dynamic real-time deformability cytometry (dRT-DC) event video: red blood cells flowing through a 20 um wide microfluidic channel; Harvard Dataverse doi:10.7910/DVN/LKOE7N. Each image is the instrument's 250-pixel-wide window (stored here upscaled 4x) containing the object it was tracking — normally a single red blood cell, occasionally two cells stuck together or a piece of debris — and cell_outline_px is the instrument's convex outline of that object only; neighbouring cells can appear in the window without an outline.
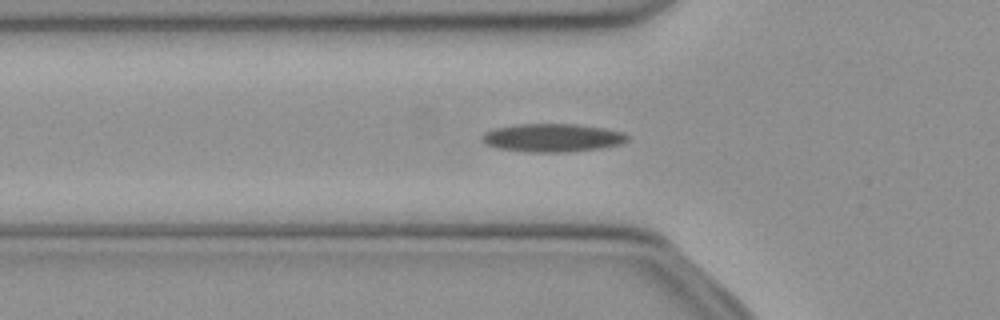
{"species": "common noctule bat (a hibernating species)", "species_latin": "Nyctalus noctula", "temperature_condition": "cold", "stored_images_in_passage": 43, "camera_frame_rate_fps": 3000, "um_per_image_px": 0.085, "animal": {"sex": "female", "body_mass_g": 21.9}, "frame": {"image": 1, "passage_image": 12, "time_ms": 3.667, "image_size_px": [1000, 320], "cell_outline_px": [[628, 140], [620, 144], [600, 148], [564, 152], [528, 152], [496, 148], [484, 144], [480, 140], [480, 136], [484, 132], [496, 128], [516, 124], [576, 124], [604, 128], [624, 132], [628, 136]], "centroid_in_image_um": [46.9, 11.71], "position_along_channel_um": 78.9, "area_um2": 24.04}}
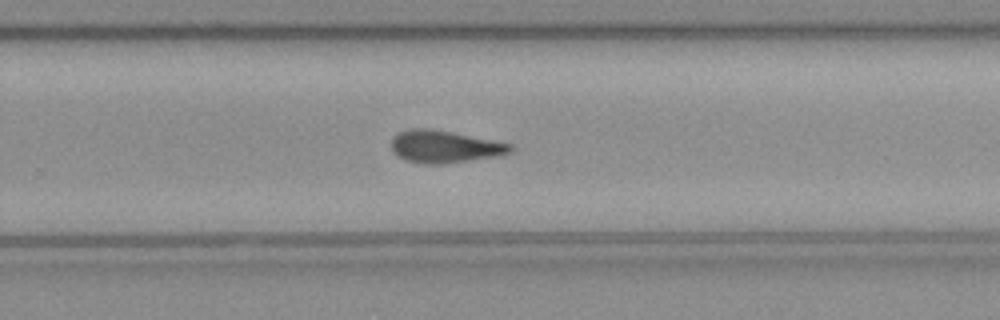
{"frame": {"image": 2, "passage_image": 28, "time_ms": 9.0, "image_size_px": [1000, 320], "cell_outline_px": [[512, 152], [504, 156], [440, 164], [424, 164], [404, 160], [392, 148], [392, 136], [400, 132], [412, 128], [432, 128], [512, 144]], "centroid_in_image_um": [37.83, 12.47], "position_along_channel_um": 292.0, "area_um2": 22.48}}
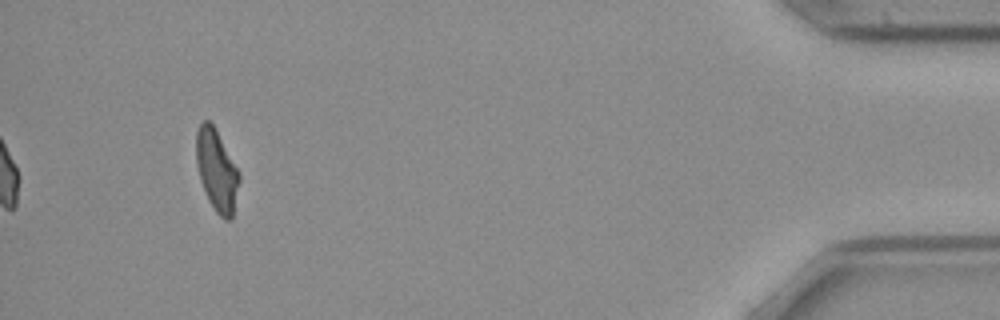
{"frame": {"image": 3, "passage_image": 43, "time_ms": 14.0, "image_size_px": [1000, 320], "cell_outline_px": [[240, 180], [232, 220], [224, 220], [216, 212], [208, 200], [200, 180], [196, 164], [196, 132], [200, 124], [204, 120], [208, 120], [216, 128], [240, 172]], "centroid_in_image_um": [18.43, 14.49], "position_along_channel_um": 416.8, "area_um2": 20.75}, "authors_computed_cell_mechanics": {"area_um2": 22.3108, "velocity_mm_per_s": 3.9719, "shape_relaxation_time_tau1_ms": null, "shape_relaxation_time_tau2_ms": 10.0244, "deformation_change_tau1": null, "deformation_change_tau2": 0.219}}